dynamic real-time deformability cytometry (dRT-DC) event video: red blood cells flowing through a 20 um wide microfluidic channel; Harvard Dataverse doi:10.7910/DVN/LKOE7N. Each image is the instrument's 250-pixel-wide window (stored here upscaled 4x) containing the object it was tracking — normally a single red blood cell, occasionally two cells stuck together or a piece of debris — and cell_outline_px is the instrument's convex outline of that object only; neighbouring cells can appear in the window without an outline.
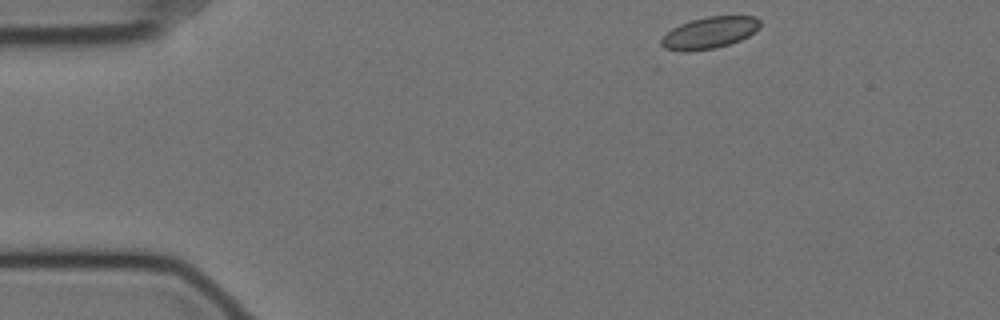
{"species": "Egyptian fruit bat (a non-hibernating species)", "species_latin": "Rousettus aegyptiacus", "temperature_condition": "cold", "stored_images_in_passage": 51, "camera_frame_rate_fps": 3000, "um_per_image_px": 0.085, "animal": {"sex": "female"}, "frame": {"image": 1, "passage_image": 1, "time_ms": 0.0, "image_size_px": [1000, 320], "cell_outline_px": [[760, 28], [748, 36], [740, 40], [716, 48], [688, 52], [664, 48], [660, 44], [660, 40], [672, 28], [680, 24], [692, 20], [708, 16], [756, 16], [760, 20]], "centroid_in_image_um": [60.32, 2.78], "position_along_channel_um": 24.7, "area_um2": 18.21}}
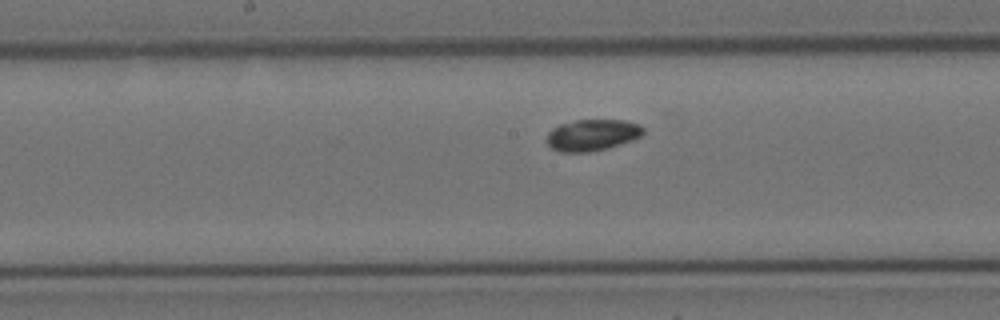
{"frame": {"image": 2, "passage_image": 22, "time_ms": 7.0, "image_size_px": [1000, 320], "cell_outline_px": [[644, 132], [640, 136], [632, 140], [608, 148], [588, 152], [560, 152], [552, 148], [548, 144], [548, 132], [552, 128], [560, 124], [576, 120], [624, 120], [640, 124], [644, 128]], "centroid_in_image_um": [50.35, 11.47], "position_along_channel_um": 197.8, "area_um2": 17.63}}
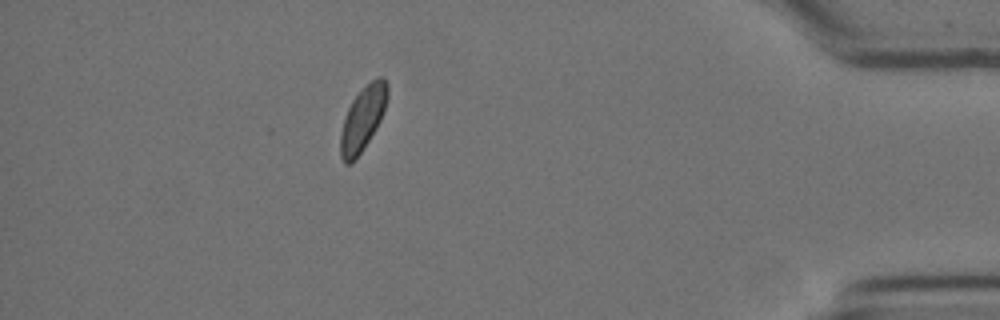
{"frame": {"image": 3, "passage_image": 44, "time_ms": 14.333, "image_size_px": [1000, 320], "cell_outline_px": [[388, 96], [380, 120], [376, 128], [352, 164], [344, 164], [340, 156], [340, 136], [344, 116], [352, 100], [376, 76], [384, 76], [388, 84]], "centroid_in_image_um": [30.82, 10.08], "position_along_channel_um": 404.4, "area_um2": 17.4}, "authors_computed_cell_mechanics": {"area_um2": 17.629, "velocity_mm_per_s": 3.4641, "shape_relaxation_time_tau1_ms": null, "shape_relaxation_time_tau2_ms": 7.486, "deformation_change_tau1": null, "deformation_change_tau2": 0.0686}}